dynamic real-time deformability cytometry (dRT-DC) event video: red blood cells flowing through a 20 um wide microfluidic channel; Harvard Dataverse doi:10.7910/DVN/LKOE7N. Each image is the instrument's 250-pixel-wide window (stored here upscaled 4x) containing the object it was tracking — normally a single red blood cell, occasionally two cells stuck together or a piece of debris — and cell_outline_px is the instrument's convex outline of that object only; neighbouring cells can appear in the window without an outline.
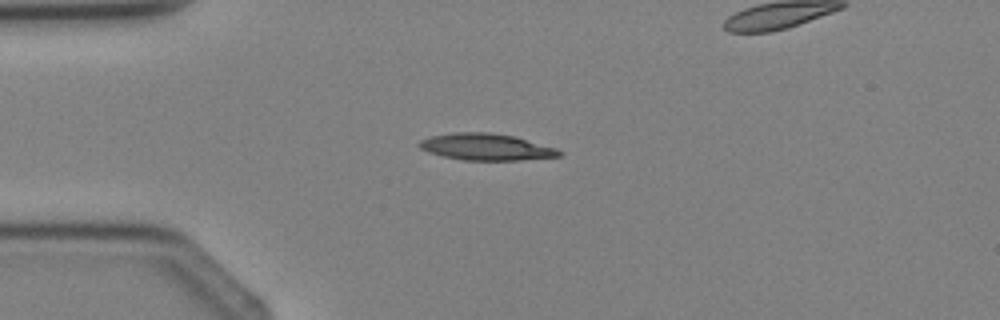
{"species": "Egyptian fruit bat (a non-hibernating species)", "species_latin": "Rousettus aegyptiacus", "temperature_condition": "cold", "stored_images_in_passage": 4, "camera_frame_rate_fps": 3000, "um_per_image_px": 0.085, "animal": {"sex": "female"}, "frame": {"image": 1, "passage_image": 2, "time_ms": 1.333, "image_size_px": [1000, 320], "cell_outline_px": [[564, 152], [560, 156], [520, 160], [464, 160], [444, 156], [428, 152], [420, 148], [416, 144], [420, 140], [432, 136], [452, 132], [492, 132], [512, 136], [556, 148]], "centroid_in_image_um": [41.29, 12.48], "position_along_channel_um": 43.7, "area_um2": 21.62}}